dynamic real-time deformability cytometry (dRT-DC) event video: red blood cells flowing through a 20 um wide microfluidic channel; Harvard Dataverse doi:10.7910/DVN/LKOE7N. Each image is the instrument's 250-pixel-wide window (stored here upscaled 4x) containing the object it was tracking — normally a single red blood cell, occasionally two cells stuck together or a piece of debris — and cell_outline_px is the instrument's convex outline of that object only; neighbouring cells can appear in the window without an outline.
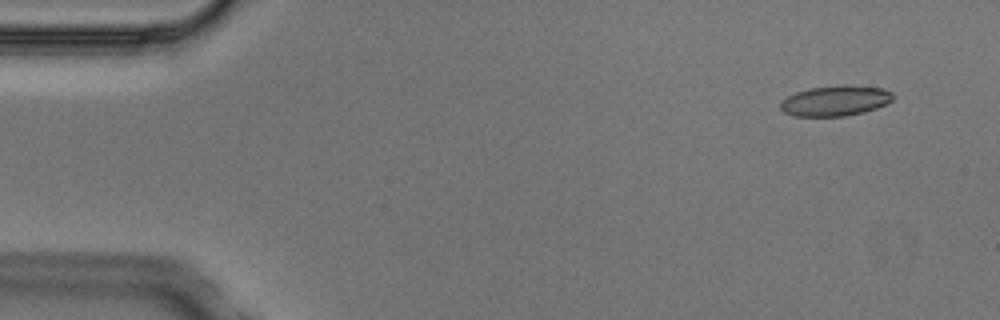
{"species": "Egyptian fruit bat (a non-hibernating species)", "species_latin": "Rousettus aegyptiacus", "temperature_condition": "cold", "stored_images_in_passage": 4, "camera_frame_rate_fps": 3000, "um_per_image_px": 0.085, "animal": {"sex": "male"}, "frame": {"image": 1, "passage_image": 1, "time_ms": 0.0, "image_size_px": [1000, 320], "cell_outline_px": [[892, 100], [876, 108], [864, 112], [844, 116], [796, 116], [784, 112], [780, 108], [780, 100], [796, 92], [808, 88], [844, 84], [884, 88], [892, 92]], "centroid_in_image_um": [70.98, 8.55], "position_along_channel_um": 14.0, "area_um2": 20.0}}